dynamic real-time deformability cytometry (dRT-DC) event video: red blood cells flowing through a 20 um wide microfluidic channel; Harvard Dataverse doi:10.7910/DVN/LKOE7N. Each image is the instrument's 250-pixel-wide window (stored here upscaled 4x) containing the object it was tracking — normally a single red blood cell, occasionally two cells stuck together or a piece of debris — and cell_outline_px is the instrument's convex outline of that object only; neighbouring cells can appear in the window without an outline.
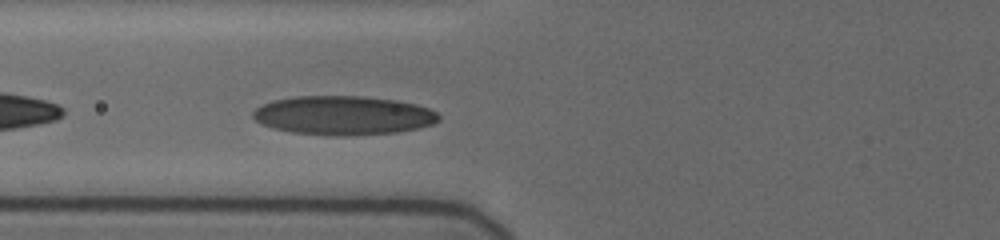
{"species": "human", "species_latin": "Homo sapiens", "temperature_condition": "cold", "stored_images_in_passage": 20, "camera_frame_rate_fps": 3000, "um_per_image_px": 0.085, "donor": {"sex": "female"}, "frame": {"image": 1, "passage_image": 7, "time_ms": 3.667, "image_size_px": [1000, 240], "cell_outline_px": [[440, 120], [432, 124], [416, 128], [396, 132], [292, 132], [272, 128], [260, 124], [252, 116], [252, 112], [256, 108], [272, 100], [296, 96], [360, 96], [396, 100], [428, 108], [436, 112], [440, 116]], "centroid_in_image_um": [29.14, 9.75], "position_along_channel_um": 96.7, "area_um2": 40.46}}
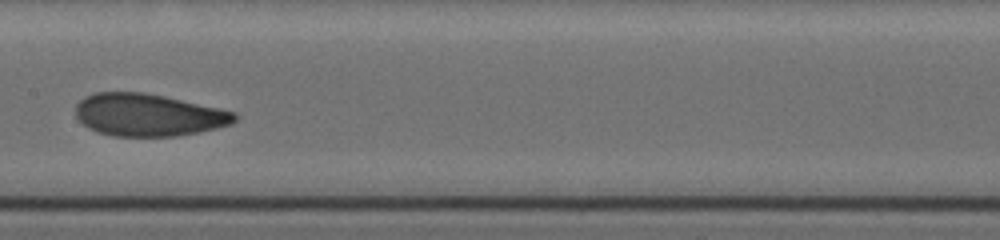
{"frame": {"image": 2, "passage_image": 12, "time_ms": 6.333, "image_size_px": [1000, 240], "cell_outline_px": [[236, 120], [232, 124], [216, 128], [176, 136], [112, 136], [96, 132], [88, 128], [76, 116], [76, 104], [84, 96], [96, 92], [144, 92], [164, 96], [220, 108], [236, 112]], "centroid_in_image_um": [12.59, 9.76], "position_along_channel_um": 194.8, "area_um2": 39.3}}
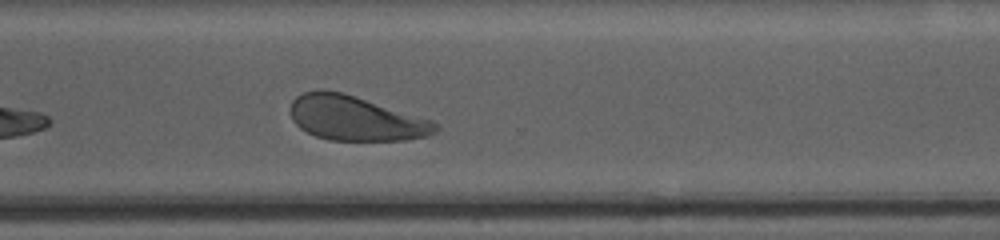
{"frame": {"image": 3, "passage_image": 20, "time_ms": 10.333, "image_size_px": [1000, 240], "cell_outline_px": [[440, 128], [436, 132], [428, 136], [404, 140], [328, 140], [316, 136], [300, 128], [292, 120], [292, 100], [296, 96], [304, 92], [320, 88], [324, 88], [344, 92], [432, 120], [440, 124]], "centroid_in_image_um": [30.24, 10.04], "position_along_channel_um": 340.4, "area_um2": 38.03}}